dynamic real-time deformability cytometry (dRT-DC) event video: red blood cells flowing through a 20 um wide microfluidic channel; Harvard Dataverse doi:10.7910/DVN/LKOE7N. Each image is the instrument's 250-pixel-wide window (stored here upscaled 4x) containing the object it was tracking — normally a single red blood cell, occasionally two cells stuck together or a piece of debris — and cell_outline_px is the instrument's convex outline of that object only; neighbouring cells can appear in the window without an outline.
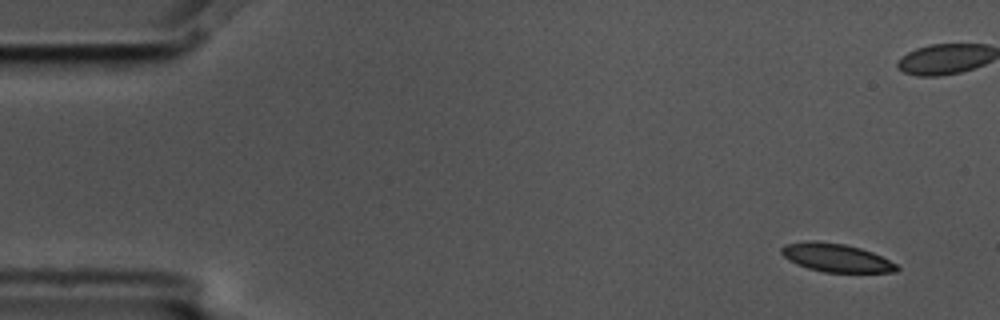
{"species": "common noctule bat (a hibernating species)", "species_latin": "Nyctalus noctula", "temperature_condition": "cold", "stored_images_in_passage": 11, "camera_frame_rate_fps": 3000, "um_per_image_px": 0.085, "animal": {"sex": "male", "body_mass_g": 17.5, "forearm_length_mm": 52.3}, "frame": {"image": 1, "passage_image": 1, "time_ms": 0.0, "image_size_px": [1000, 320], "cell_outline_px": [[900, 268], [896, 272], [824, 272], [808, 268], [796, 264], [788, 260], [780, 252], [780, 248], [784, 244], [812, 240], [816, 240], [844, 244], [860, 248], [872, 252], [896, 264]], "centroid_in_image_um": [71.03, 21.9], "position_along_channel_um": 14.0, "area_um2": 19.02}}
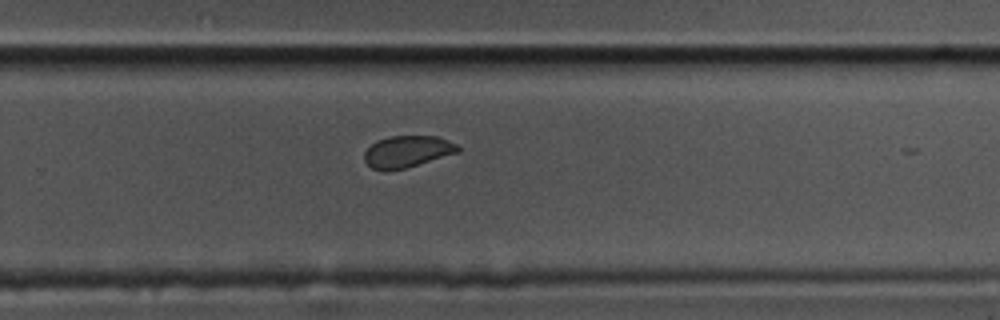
{"frame": {"image": 2, "passage_image": 11, "time_ms": 3.333, "image_size_px": [1000, 320], "cell_outline_px": [[460, 152], [404, 168], [388, 172], [384, 172], [372, 168], [364, 160], [364, 152], [376, 140], [388, 136], [436, 136], [448, 140], [456, 144], [460, 148]], "centroid_in_image_um": [34.59, 12.89], "position_along_channel_um": 295.2, "area_um2": 17.4}}